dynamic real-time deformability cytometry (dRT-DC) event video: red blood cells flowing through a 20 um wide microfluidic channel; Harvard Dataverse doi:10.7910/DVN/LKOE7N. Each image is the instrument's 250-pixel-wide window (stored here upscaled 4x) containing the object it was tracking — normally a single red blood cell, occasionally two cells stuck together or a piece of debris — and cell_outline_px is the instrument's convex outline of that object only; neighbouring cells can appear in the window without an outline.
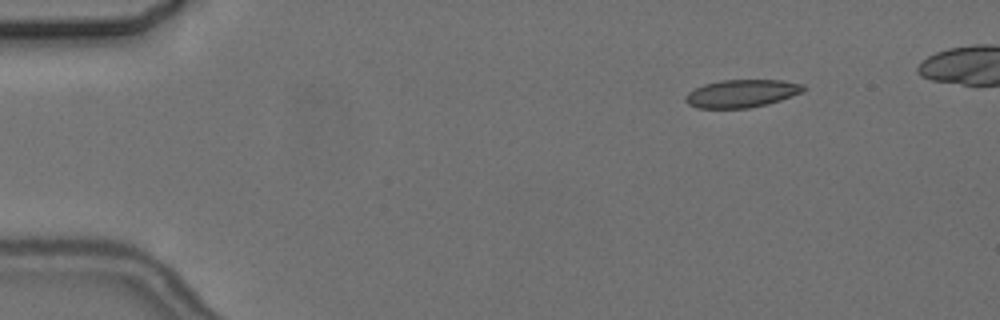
{"species": "common noctule bat (a hibernating species)", "species_latin": "Nyctalus noctula", "temperature_condition": "cold", "stored_images_in_passage": 7, "camera_frame_rate_fps": 3000, "um_per_image_px": 0.085, "animal": {"sex": "female", "body_mass_g": 24.6, "forearm_length_mm": 56.2}, "frame": {"image": 1, "passage_image": 3, "time_ms": 2.333, "image_size_px": [1000, 320], "cell_outline_px": [[808, 88], [804, 92], [768, 104], [748, 108], [696, 108], [688, 104], [684, 100], [684, 96], [688, 92], [704, 84], [720, 80], [784, 80], [804, 84]], "centroid_in_image_um": [63.07, 7.94], "position_along_channel_um": 21.9, "area_um2": 19.36}}
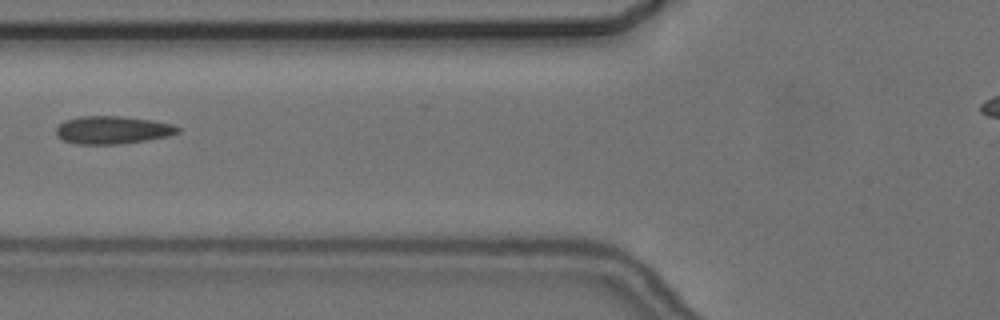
{"frame": {"image": 2, "passage_image": 7, "time_ms": 7.333, "image_size_px": [1000, 320], "cell_outline_px": [[180, 132], [168, 136], [148, 140], [120, 144], [76, 144], [64, 140], [56, 136], [56, 128], [64, 120], [80, 116], [124, 116], [152, 120], [172, 124], [180, 128]], "centroid_in_image_um": [9.57, 11.05], "position_along_channel_um": 116.2, "area_um2": 19.88}}